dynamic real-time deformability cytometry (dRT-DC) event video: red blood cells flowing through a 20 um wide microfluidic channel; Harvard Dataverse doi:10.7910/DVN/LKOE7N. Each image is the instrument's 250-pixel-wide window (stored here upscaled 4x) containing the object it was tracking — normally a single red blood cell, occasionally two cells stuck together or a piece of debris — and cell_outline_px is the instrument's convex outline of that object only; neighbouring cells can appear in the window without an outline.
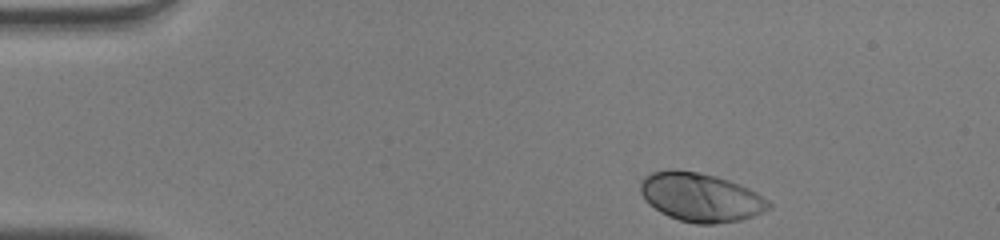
{"species": "human", "species_latin": "Homo sapiens", "temperature_condition": "warm", "stored_images_in_passage": 36, "camera_frame_rate_fps": 3000, "um_per_image_px": 0.085, "donor": {"sex": "male"}, "frame": {"image": 1, "passage_image": 1, "time_ms": 0.0, "image_size_px": [1000, 240], "cell_outline_px": [[772, 208], [752, 216], [740, 220], [712, 224], [696, 224], [680, 220], [668, 216], [660, 212], [648, 204], [644, 200], [640, 192], [640, 180], [644, 176], [652, 172], [672, 168], [696, 172], [716, 176], [728, 180], [748, 188], [756, 192], [768, 200], [772, 204]], "centroid_in_image_um": [59.52, 16.76], "position_along_channel_um": 25.5, "area_um2": 36.59}}
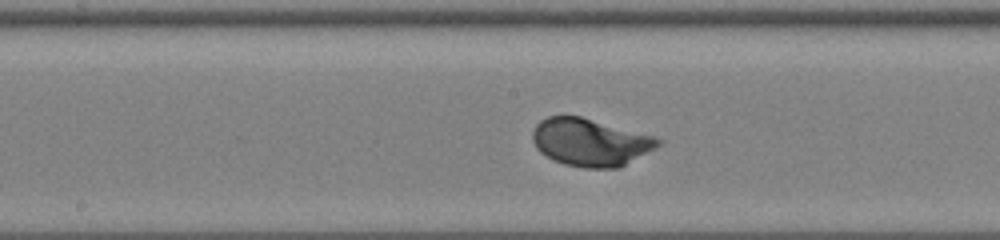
{"frame": {"image": 2, "passage_image": 20, "time_ms": 6.333, "image_size_px": [1000, 240], "cell_outline_px": [[664, 140], [656, 148], [620, 168], [584, 168], [564, 164], [552, 160], [540, 152], [536, 148], [532, 140], [532, 132], [536, 124], [540, 120], [548, 116], [580, 116], [656, 136]], "centroid_in_image_um": [50.19, 12.1], "position_along_channel_um": 198.0, "area_um2": 35.14}}
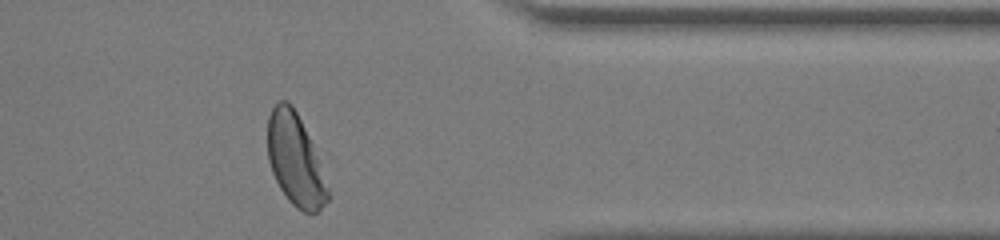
{"frame": {"image": 3, "passage_image": 35, "time_ms": 11.333, "image_size_px": [1000, 240], "cell_outline_px": [[328, 200], [316, 212], [304, 212], [296, 208], [288, 200], [280, 188], [272, 172], [268, 160], [268, 116], [272, 108], [280, 100], [288, 100], [292, 104], [320, 156], [328, 188]], "centroid_in_image_um": [25.11, 13.57], "position_along_channel_um": 386.3, "area_um2": 32.37}, "authors_computed_cell_mechanics": {"area_um2": 34.7667, "velocity_mm_per_s": 4.0281, "shape_relaxation_time_tau1_ms": 1.6468, "shape_relaxation_time_tau2_ms": null, "deformation_change_tau1": 0.1561, "deformation_change_tau2": null}}